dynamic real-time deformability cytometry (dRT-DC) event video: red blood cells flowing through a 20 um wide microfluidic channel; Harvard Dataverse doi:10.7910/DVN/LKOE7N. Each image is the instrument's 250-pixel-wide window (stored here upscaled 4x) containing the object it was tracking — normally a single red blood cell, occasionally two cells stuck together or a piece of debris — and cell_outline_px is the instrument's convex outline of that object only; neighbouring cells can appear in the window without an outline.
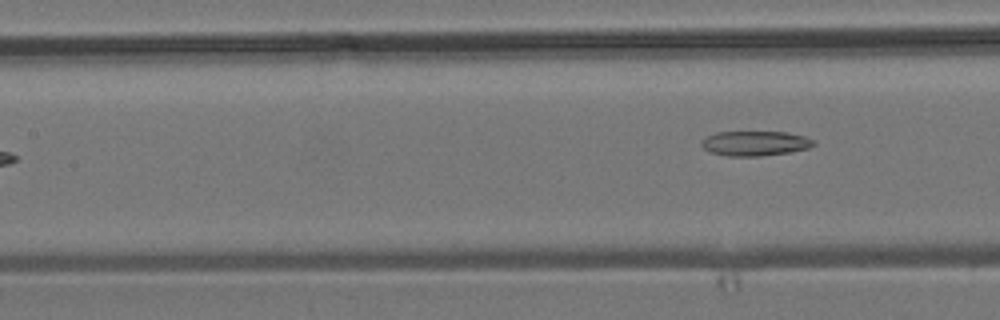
{"species": "common noctule bat (a hibernating species)", "species_latin": "Nyctalus noctula", "temperature_condition": "room temperature", "stored_images_in_passage": 7, "camera_frame_rate_fps": 3000, "um_per_image_px": 0.085, "animal": {"sex": "male", "body_mass_g": 19.2, "forearm_length_mm": 51.8}, "frame": {"image": 1, "passage_image": 7, "time_ms": 7.0, "image_size_px": [1000, 320], "cell_outline_px": [[816, 144], [808, 148], [788, 152], [760, 156], [728, 156], [708, 152], [700, 144], [700, 140], [716, 132], [788, 132], [804, 136], [816, 140]], "centroid_in_image_um": [64.17, 12.18], "position_along_channel_um": 143.2, "area_um2": 16.3}}